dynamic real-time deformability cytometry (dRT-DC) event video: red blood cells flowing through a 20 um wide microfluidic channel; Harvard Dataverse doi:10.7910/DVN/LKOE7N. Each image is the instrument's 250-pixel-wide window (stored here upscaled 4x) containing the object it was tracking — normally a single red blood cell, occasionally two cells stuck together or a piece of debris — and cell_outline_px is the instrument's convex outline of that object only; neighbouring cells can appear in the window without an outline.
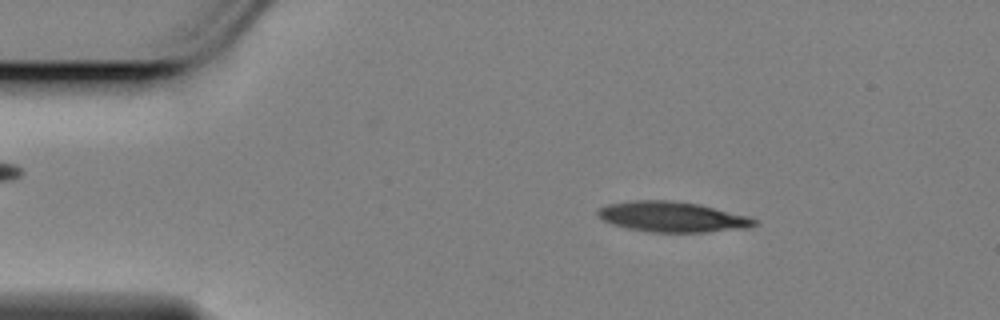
{"species": "Egyptian fruit bat (a non-hibernating species)", "species_latin": "Rousettus aegyptiacus", "temperature_condition": "cold", "stored_images_in_passage": 50, "camera_frame_rate_fps": 3000, "um_per_image_px": 0.085, "animal": {"sex": "female"}, "frame": {"image": 1, "passage_image": 2, "time_ms": 0.333, "image_size_px": [1000, 320], "cell_outline_px": [[756, 224], [748, 228], [704, 232], [652, 232], [628, 228], [612, 224], [604, 220], [596, 212], [600, 208], [608, 204], [632, 200], [672, 200], [700, 204], [752, 216], [756, 220]], "centroid_in_image_um": [57.2, 18.42], "position_along_channel_um": 27.8, "area_um2": 27.8}}
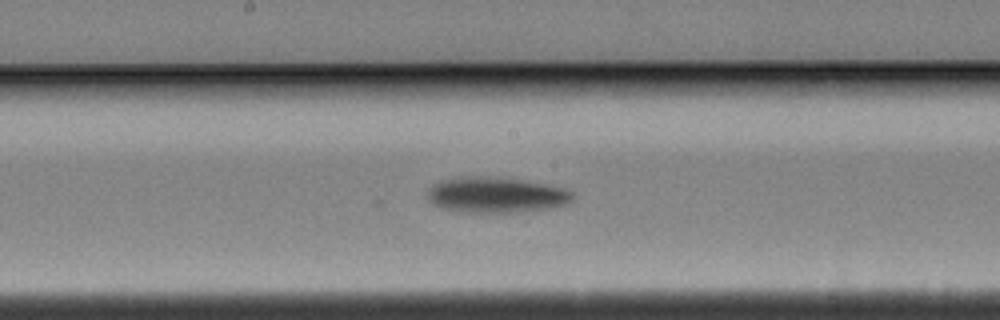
{"frame": {"image": 2, "passage_image": 22, "time_ms": 7.0, "image_size_px": [1000, 320], "cell_outline_px": [[576, 196], [568, 204], [552, 208], [512, 212], [460, 212], [440, 208], [432, 204], [428, 200], [428, 188], [440, 180], [476, 176], [480, 176], [520, 180], [544, 184], [564, 188], [572, 192]], "centroid_in_image_um": [42.16, 16.59], "position_along_channel_um": 206.0, "area_um2": 30.0}}
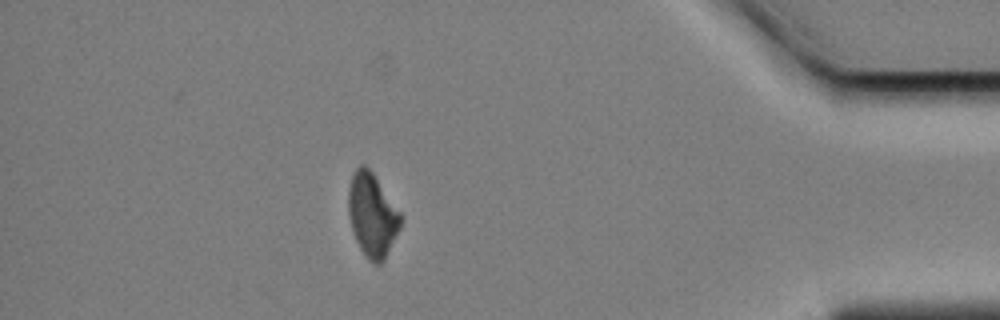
{"frame": {"image": 3, "passage_image": 43, "time_ms": 14.0, "image_size_px": [1000, 320], "cell_outline_px": [[400, 228], [384, 260], [380, 264], [372, 264], [368, 260], [360, 248], [356, 240], [348, 216], [348, 192], [352, 176], [356, 168], [360, 164], [364, 164], [372, 172], [400, 212]], "centroid_in_image_um": [31.62, 18.29], "position_along_channel_um": 403.6, "area_um2": 25.14}, "authors_computed_cell_mechanics": {"area_um2": 27.8018, "velocity_mm_per_s": 3.4524, "shape_relaxation_time_tau1_ms": 2.9888, "shape_relaxation_time_tau2_ms": null, "deformation_change_tau1": 0.1191, "deformation_change_tau2": null}}